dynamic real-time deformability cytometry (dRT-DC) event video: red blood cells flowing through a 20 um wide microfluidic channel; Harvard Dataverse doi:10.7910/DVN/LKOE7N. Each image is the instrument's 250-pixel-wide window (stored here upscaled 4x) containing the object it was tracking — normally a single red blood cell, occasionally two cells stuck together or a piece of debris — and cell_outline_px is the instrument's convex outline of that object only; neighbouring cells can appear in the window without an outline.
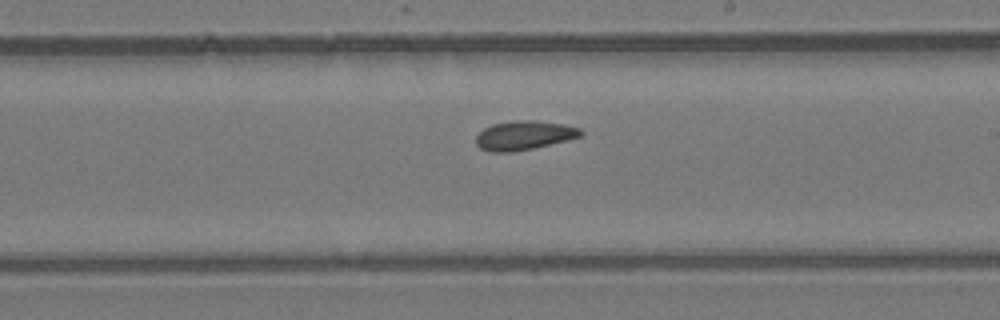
{"species": "common noctule bat (a hibernating species)", "species_latin": "Nyctalus noctula", "temperature_condition": "room temperature", "stored_images_in_passage": 26, "camera_frame_rate_fps": 3000, "um_per_image_px": 0.085, "animal": {"sex": "female", "body_mass_g": 24.6, "forearm_length_mm": 56.2}, "frame": {"image": 1, "passage_image": 10, "time_ms": 3.0, "image_size_px": [1000, 320], "cell_outline_px": [[584, 132], [580, 136], [532, 148], [512, 152], [488, 152], [480, 148], [476, 144], [476, 136], [484, 128], [492, 124], [512, 120], [532, 120], [564, 124], [580, 128]], "centroid_in_image_um": [44.5, 11.49], "position_along_channel_um": 244.5, "area_um2": 17.63}}
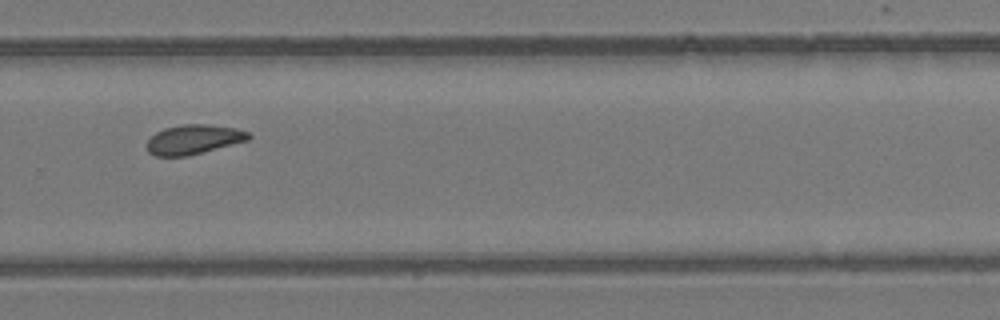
{"frame": {"image": 2, "passage_image": 15, "time_ms": 4.667, "image_size_px": [1000, 320], "cell_outline_px": [[252, 136], [248, 140], [188, 156], [156, 156], [148, 152], [148, 140], [156, 132], [164, 128], [184, 124], [208, 124], [236, 128], [248, 132]], "centroid_in_image_um": [16.47, 11.85], "position_along_channel_um": 313.3, "area_um2": 17.4}}
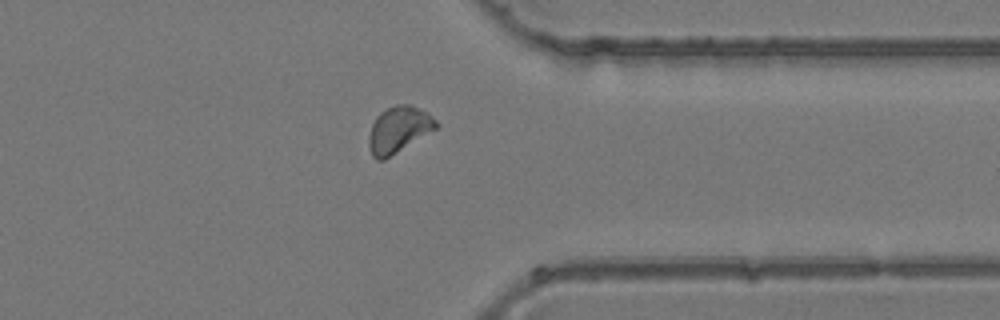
{"frame": {"image": 3, "passage_image": 20, "time_ms": 6.333, "image_size_px": [1000, 320], "cell_outline_px": [[440, 124], [436, 128], [384, 160], [376, 160], [372, 156], [368, 148], [368, 136], [372, 124], [376, 116], [380, 112], [396, 104], [408, 104], [428, 112]], "centroid_in_image_um": [33.85, 11.01], "position_along_channel_um": 377.5, "area_um2": 18.09}}